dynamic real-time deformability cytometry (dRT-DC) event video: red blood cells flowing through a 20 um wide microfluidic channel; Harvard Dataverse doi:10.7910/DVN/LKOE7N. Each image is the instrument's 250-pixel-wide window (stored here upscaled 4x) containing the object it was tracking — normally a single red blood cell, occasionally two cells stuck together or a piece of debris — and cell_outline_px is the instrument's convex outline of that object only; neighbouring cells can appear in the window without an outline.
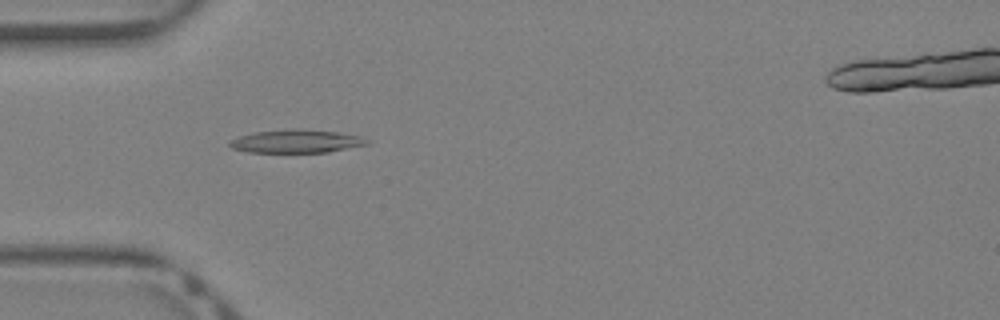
{"species": "Egyptian fruit bat (a non-hibernating species)", "species_latin": "Rousettus aegyptiacus", "temperature_condition": "warm", "stored_images_in_passage": 42, "segment_of_instrument_passage": [1, 2], "camera_frame_rate_fps": 3000, "um_per_image_px": 0.085, "animal": {"sex": "female"}, "frame": {"image": 1, "passage_image": 13, "time_ms": 4.0, "image_size_px": [1000, 320], "cell_outline_px": [[368, 144], [328, 152], [248, 152], [232, 148], [228, 144], [228, 140], [240, 136], [256, 132], [292, 128], [300, 128], [336, 132], [360, 136], [368, 140]], "centroid_in_image_um": [25.15, 12.0], "position_along_channel_um": 59.8, "area_um2": 18.5}}
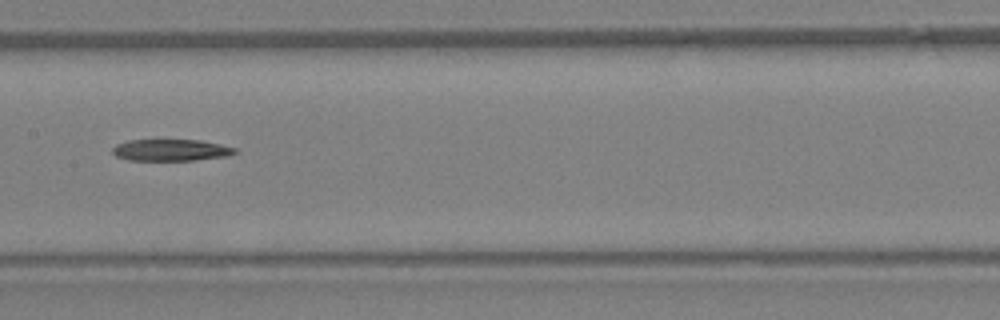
{"frame": {"image": 2, "passage_image": 21, "time_ms": 6.667, "image_size_px": [1000, 320], "cell_outline_px": [[240, 152], [228, 156], [196, 160], [128, 160], [116, 156], [112, 152], [112, 148], [116, 144], [128, 140], [200, 140], [220, 144], [236, 148]], "centroid_in_image_um": [14.56, 12.76], "position_along_channel_um": 192.8, "area_um2": 15.55}}
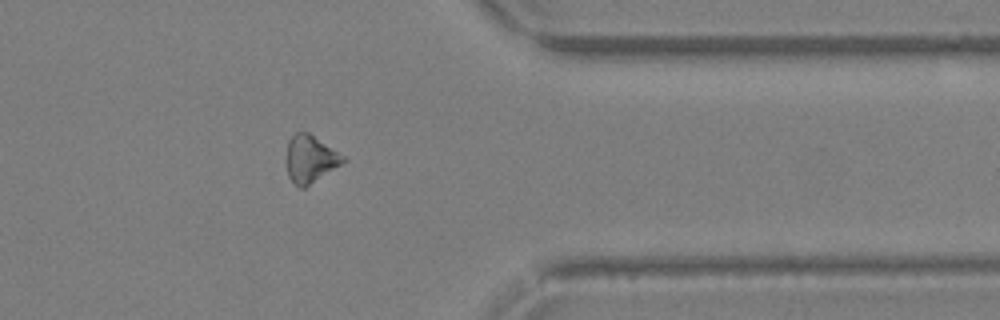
{"frame": {"image": 3, "passage_image": 33, "time_ms": 10.667, "image_size_px": [1000, 320], "cell_outline_px": [[344, 160], [340, 164], [304, 188], [300, 188], [288, 176], [284, 160], [288, 140], [296, 132], [308, 132], [344, 156]], "centroid_in_image_um": [26.29, 13.5], "position_along_channel_um": 385.1, "area_um2": 15.43}}